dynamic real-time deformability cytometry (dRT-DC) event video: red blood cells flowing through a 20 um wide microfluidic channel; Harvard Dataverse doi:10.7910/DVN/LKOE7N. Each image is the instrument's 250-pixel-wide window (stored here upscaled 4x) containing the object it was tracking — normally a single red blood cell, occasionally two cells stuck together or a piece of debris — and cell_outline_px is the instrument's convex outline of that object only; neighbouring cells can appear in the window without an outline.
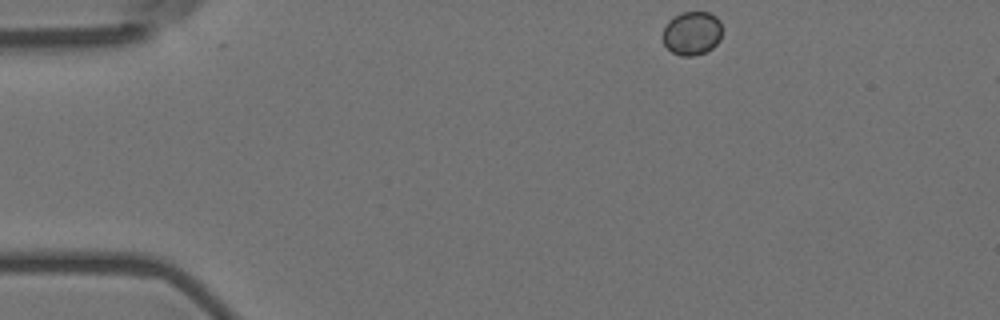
{"species": "Egyptian fruit bat (a non-hibernating species)", "species_latin": "Rousettus aegyptiacus", "temperature_condition": "room temperature", "stored_images_in_passage": 3, "camera_frame_rate_fps": 3000, "um_per_image_px": 0.085, "animal": {"sex": "female"}, "frame": {"image": 1, "passage_image": 1, "time_ms": 0.0, "image_size_px": [1000, 320], "cell_outline_px": [[720, 40], [712, 48], [704, 52], [692, 56], [680, 56], [672, 52], [664, 44], [664, 28], [668, 20], [672, 16], [680, 12], [708, 12], [716, 16], [720, 20]], "centroid_in_image_um": [58.8, 2.81], "position_along_channel_um": 26.2, "area_um2": 15.09}}